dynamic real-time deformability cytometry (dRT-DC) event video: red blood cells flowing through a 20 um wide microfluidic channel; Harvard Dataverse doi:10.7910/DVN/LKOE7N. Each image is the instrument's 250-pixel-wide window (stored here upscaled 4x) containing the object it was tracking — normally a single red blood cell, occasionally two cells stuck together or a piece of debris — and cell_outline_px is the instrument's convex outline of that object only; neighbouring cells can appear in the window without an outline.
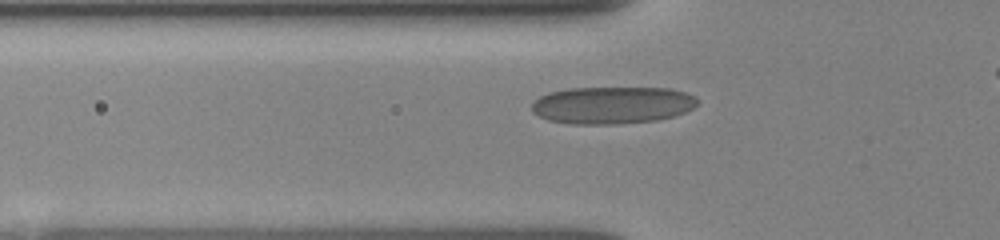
{"species": "human", "species_latin": "Homo sapiens", "temperature_condition": "room temperature", "stored_images_in_passage": 41, "camera_frame_rate_fps": 3000, "um_per_image_px": 0.085, "donor": {"sex": "female"}, "frame": {"image": 1, "passage_image": 12, "time_ms": 3.667, "image_size_px": [1000, 240], "cell_outline_px": [[696, 104], [692, 108], [676, 116], [656, 120], [616, 124], [572, 124], [548, 120], [532, 112], [532, 104], [540, 96], [548, 92], [568, 88], [668, 88], [684, 92], [696, 96]], "centroid_in_image_um": [52.02, 8.93], "position_along_channel_um": 73.8, "area_um2": 35.95}}
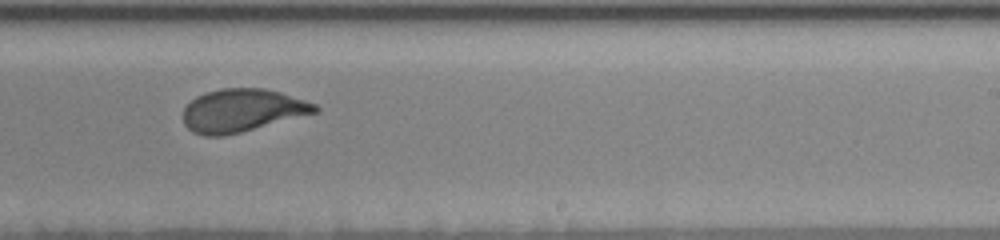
{"frame": {"image": 2, "passage_image": 27, "time_ms": 8.667, "image_size_px": [1000, 240], "cell_outline_px": [[320, 108], [316, 112], [240, 132], [224, 136], [204, 136], [192, 132], [184, 124], [184, 108], [196, 96], [204, 92], [220, 88], [264, 88], [280, 92], [316, 104]], "centroid_in_image_um": [20.54, 9.38], "position_along_channel_um": 268.5, "area_um2": 32.71}}
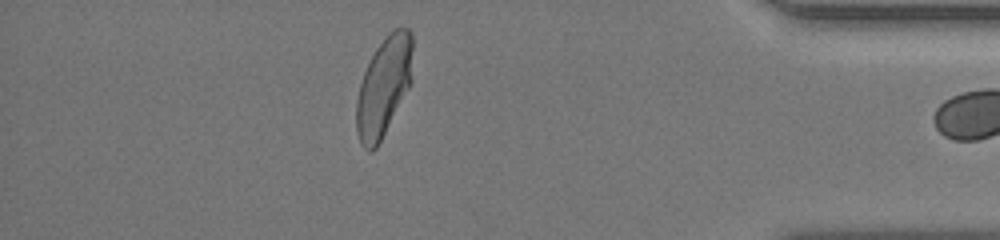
{"frame": {"image": 3, "passage_image": 40, "time_ms": 13.0, "image_size_px": [1000, 240], "cell_outline_px": [[412, 48], [408, 88], [376, 148], [372, 152], [368, 152], [360, 144], [356, 132], [356, 100], [360, 84], [364, 72], [376, 48], [388, 32], [396, 28], [408, 28], [412, 36]], "centroid_in_image_um": [32.57, 7.38], "position_along_channel_um": 402.6, "area_um2": 31.85}}